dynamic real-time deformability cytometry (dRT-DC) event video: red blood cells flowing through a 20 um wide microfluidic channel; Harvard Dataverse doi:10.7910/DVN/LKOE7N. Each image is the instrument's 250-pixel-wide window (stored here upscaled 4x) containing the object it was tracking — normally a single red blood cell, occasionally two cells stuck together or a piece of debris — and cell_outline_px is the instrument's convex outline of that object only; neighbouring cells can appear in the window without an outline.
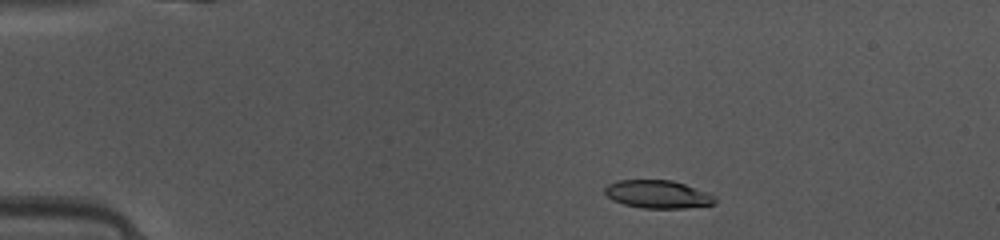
{"species": "common noctule bat (a hibernating species)", "species_latin": "Nyctalus noctula", "temperature_condition": "warm", "stored_images_in_passage": 17, "camera_frame_rate_fps": 3000, "um_per_image_px": 0.085, "animal": {"sex": "female", "body_mass_g": 10.0, "forearm_length_mm": 53.1}, "frame": {"image": 1, "passage_image": 8, "time_ms": 2.333, "image_size_px": [1000, 240], "cell_outline_px": [[716, 204], [684, 208], [640, 208], [624, 204], [612, 200], [604, 192], [604, 188], [608, 184], [616, 180], [672, 180], [708, 192], [716, 200]], "centroid_in_image_um": [55.89, 16.51], "position_along_channel_um": 29.1, "area_um2": 17.98}}
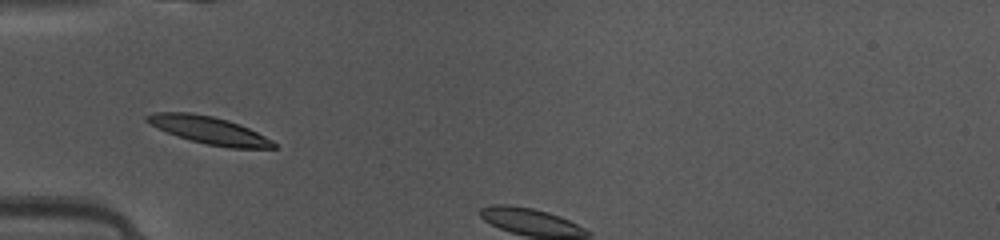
{"frame": {"image": 2, "passage_image": 15, "time_ms": 4.667, "image_size_px": [1000, 240], "cell_outline_px": [[276, 148], [232, 148], [208, 144], [192, 140], [168, 132], [144, 120], [144, 116], [156, 112], [192, 112], [212, 116], [228, 120], [248, 128], [272, 140], [276, 144]], "centroid_in_image_um": [17.78, 11.05], "position_along_channel_um": 67.2, "area_um2": 19.83}}